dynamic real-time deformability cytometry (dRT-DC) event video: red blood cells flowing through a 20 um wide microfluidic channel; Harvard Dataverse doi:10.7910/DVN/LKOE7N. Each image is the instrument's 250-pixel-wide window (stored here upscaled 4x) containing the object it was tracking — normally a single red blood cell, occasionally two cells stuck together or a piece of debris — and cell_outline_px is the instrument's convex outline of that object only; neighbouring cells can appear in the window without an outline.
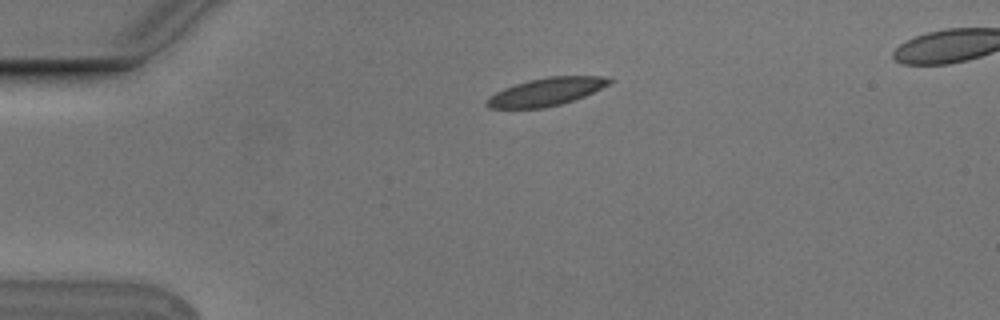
{"species": "Egyptian fruit bat (a non-hibernating species)", "species_latin": "Rousettus aegyptiacus", "temperature_condition": "cold", "stored_images_in_passage": 2, "camera_frame_rate_fps": 3000, "um_per_image_px": 0.085, "animal": {"sex": "male"}, "frame": {"image": 1, "passage_image": 2, "time_ms": 0.333, "image_size_px": [1000, 320], "cell_outline_px": [[612, 80], [608, 84], [584, 96], [560, 104], [544, 108], [488, 108], [484, 104], [484, 100], [488, 96], [504, 88], [528, 80], [548, 76], [612, 76]], "centroid_in_image_um": [46.38, 7.8], "position_along_channel_um": 38.6, "area_um2": 19.88}}